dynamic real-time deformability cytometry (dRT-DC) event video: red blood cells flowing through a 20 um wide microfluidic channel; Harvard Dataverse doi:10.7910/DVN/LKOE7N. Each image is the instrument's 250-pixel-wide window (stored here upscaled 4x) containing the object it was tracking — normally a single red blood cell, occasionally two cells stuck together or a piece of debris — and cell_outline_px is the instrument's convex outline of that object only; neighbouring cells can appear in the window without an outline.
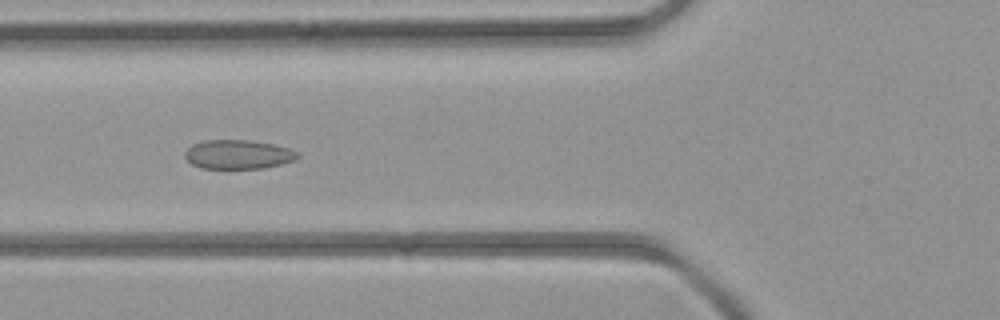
{"species": "common noctule bat (a hibernating species)", "species_latin": "Nyctalus noctula", "temperature_condition": "room temperature", "stored_images_in_passage": 22, "camera_frame_rate_fps": 3000, "um_per_image_px": 0.085, "animal": {"sex": "female", "body_mass_g": 21.9}, "frame": {"image": 1, "passage_image": 7, "time_ms": 2.0, "image_size_px": [1000, 320], "cell_outline_px": [[300, 156], [296, 160], [264, 168], [200, 168], [192, 164], [184, 156], [184, 152], [192, 144], [204, 140], [248, 140], [272, 144], [288, 148], [296, 152]], "centroid_in_image_um": [20.22, 13.12], "position_along_channel_um": 105.6, "area_um2": 19.02}}
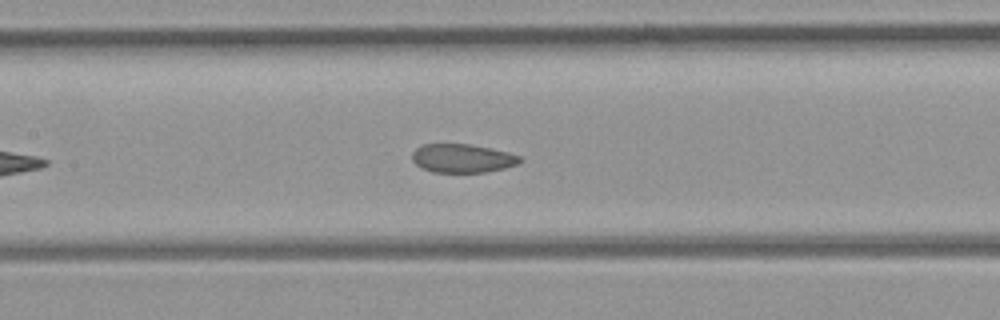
{"frame": {"image": 2, "passage_image": 11, "time_ms": 3.333, "image_size_px": [1000, 320], "cell_outline_px": [[524, 160], [516, 164], [504, 168], [484, 172], [432, 172], [420, 168], [412, 160], [412, 152], [416, 148], [424, 144], [468, 144], [508, 152], [520, 156]], "centroid_in_image_um": [39.27, 13.46], "position_along_channel_um": 168.1, "area_um2": 17.92}}
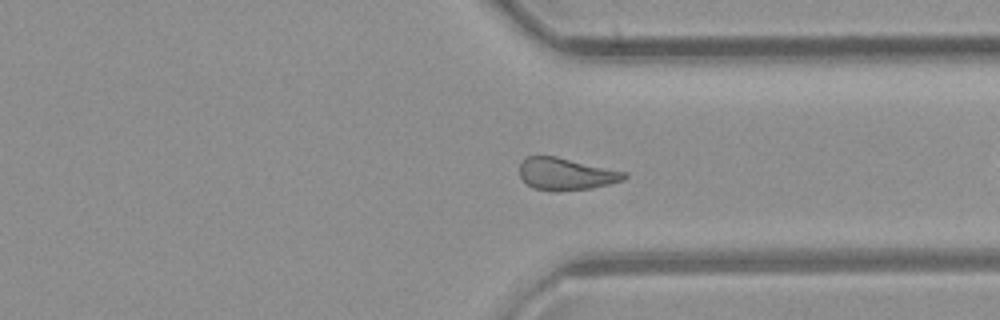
{"frame": {"image": 3, "passage_image": 21, "time_ms": 6.667, "image_size_px": [1000, 320], "cell_outline_px": [[628, 176], [624, 180], [592, 188], [556, 192], [552, 192], [532, 188], [520, 176], [520, 164], [528, 156], [556, 156], [628, 172]], "centroid_in_image_um": [48.14, 14.8], "position_along_channel_um": 363.3, "area_um2": 19.77}}